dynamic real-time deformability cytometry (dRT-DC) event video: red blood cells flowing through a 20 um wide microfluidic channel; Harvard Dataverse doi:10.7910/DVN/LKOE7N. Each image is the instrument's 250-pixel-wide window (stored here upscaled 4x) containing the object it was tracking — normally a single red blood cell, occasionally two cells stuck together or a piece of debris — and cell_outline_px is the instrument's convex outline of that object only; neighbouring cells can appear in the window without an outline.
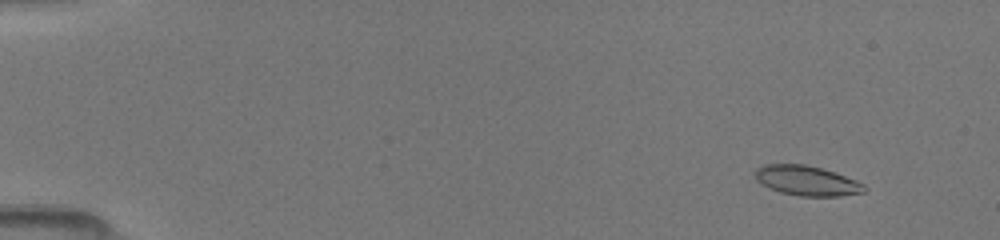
{"species": "common noctule bat (a hibernating species)", "species_latin": "Nyctalus noctula", "temperature_condition": "room temperature", "stored_images_in_passage": 5, "camera_frame_rate_fps": 3000, "um_per_image_px": 0.085, "animal": {"sex": "female", "body_mass_g": 19.5, "forearm_length_mm": 54.1}, "frame": {"image": 1, "passage_image": 2, "time_ms": 1.0, "image_size_px": [1000, 240], "cell_outline_px": [[868, 188], [864, 192], [840, 196], [800, 196], [780, 192], [756, 180], [752, 172], [756, 168], [764, 164], [804, 164], [836, 172], [856, 180], [864, 184]], "centroid_in_image_um": [68.58, 15.35], "position_along_channel_um": 16.4, "area_um2": 19.07}}
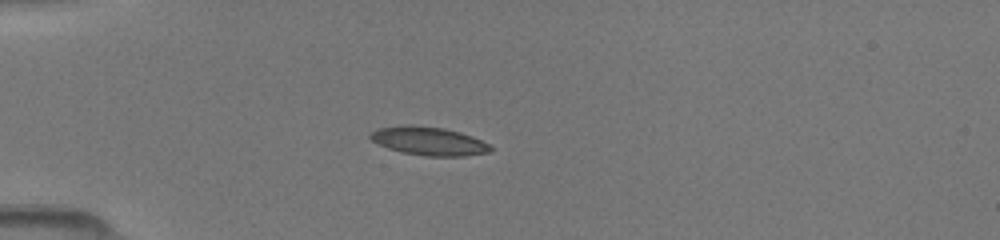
{"frame": {"image": 2, "passage_image": 5, "time_ms": 4.333, "image_size_px": [1000, 240], "cell_outline_px": [[492, 152], [464, 156], [424, 156], [404, 152], [388, 148], [372, 140], [368, 136], [372, 132], [380, 128], [444, 128], [460, 132], [472, 136], [488, 144], [492, 148]], "centroid_in_image_um": [36.55, 12.05], "position_along_channel_um": 48.4, "area_um2": 18.84}}